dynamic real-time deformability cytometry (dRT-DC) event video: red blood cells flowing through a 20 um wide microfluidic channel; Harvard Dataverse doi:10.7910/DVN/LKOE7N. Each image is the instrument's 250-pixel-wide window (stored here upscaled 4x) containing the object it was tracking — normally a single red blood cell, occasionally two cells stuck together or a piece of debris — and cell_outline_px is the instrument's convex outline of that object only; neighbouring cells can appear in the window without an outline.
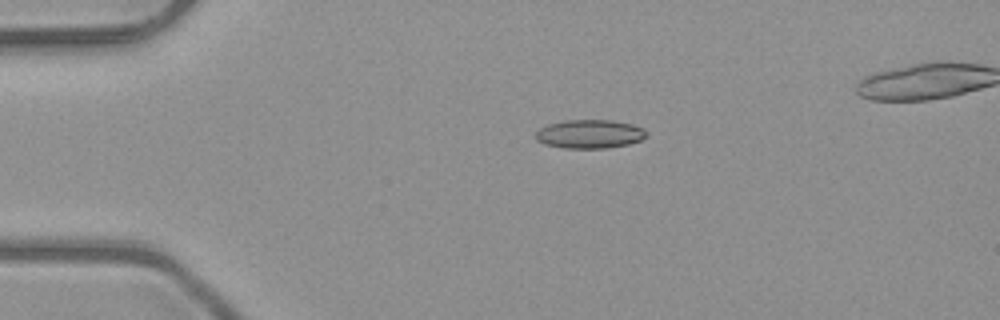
{"species": "common noctule bat (a hibernating species)", "species_latin": "Nyctalus noctula", "temperature_condition": "room temperature", "stored_images_in_passage": 5, "camera_frame_rate_fps": 3000, "um_per_image_px": 0.085, "animal": {"sex": "male", "body_mass_g": 23.1, "forearm_length_mm": 52.7}, "frame": {"image": 1, "passage_image": 3, "time_ms": 0.667, "image_size_px": [1000, 320], "cell_outline_px": [[648, 136], [640, 140], [628, 144], [604, 148], [564, 148], [544, 144], [536, 140], [536, 132], [540, 128], [548, 124], [564, 120], [612, 120], [632, 124], [644, 128], [648, 132]], "centroid_in_image_um": [50.14, 11.38], "position_along_channel_um": 34.9, "area_um2": 18.61}}